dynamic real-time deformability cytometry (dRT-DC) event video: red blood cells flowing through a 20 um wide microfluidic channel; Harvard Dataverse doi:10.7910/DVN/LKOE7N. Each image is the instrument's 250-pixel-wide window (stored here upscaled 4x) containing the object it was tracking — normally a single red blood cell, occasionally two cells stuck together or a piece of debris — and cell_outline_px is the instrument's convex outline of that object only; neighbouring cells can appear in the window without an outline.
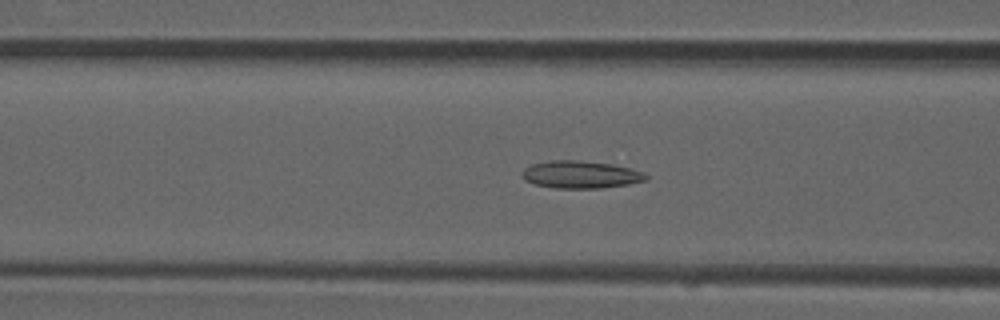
{"species": "common noctule bat (a hibernating species)", "species_latin": "Nyctalus noctula", "temperature_condition": "room temperature", "stored_images_in_passage": 52, "camera_frame_rate_fps": 3000, "um_per_image_px": 0.085, "animal": {"sex": "male", "forearm_length_mm": 52.5}, "frame": {"image": 1, "passage_image": 20, "time_ms": 6.333, "image_size_px": [1000, 320], "cell_outline_px": [[648, 180], [628, 184], [600, 188], [556, 188], [536, 184], [524, 180], [520, 176], [520, 172], [524, 168], [532, 164], [552, 160], [580, 160], [612, 164], [644, 172], [648, 176]], "centroid_in_image_um": [49.33, 14.83], "position_along_channel_um": 117.3, "area_um2": 19.88}}
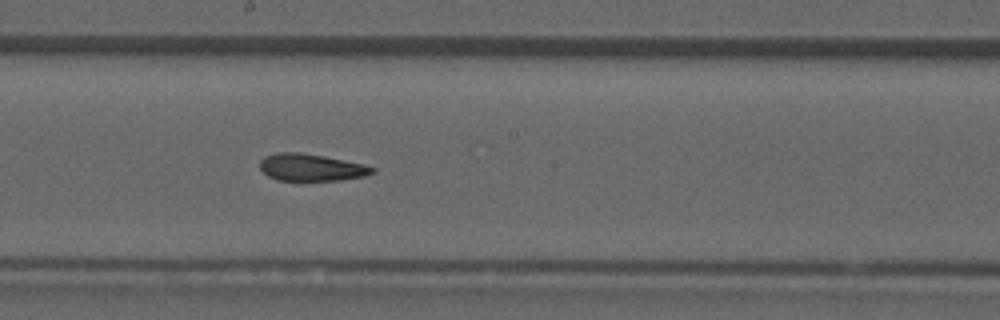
{"frame": {"image": 2, "passage_image": 28, "time_ms": 9.0, "image_size_px": [1000, 320], "cell_outline_px": [[376, 172], [364, 176], [340, 180], [276, 180], [268, 176], [260, 168], [260, 160], [264, 156], [276, 152], [300, 152], [324, 156], [364, 164], [376, 168]], "centroid_in_image_um": [26.45, 14.22], "position_along_channel_um": 221.8, "area_um2": 17.8}}
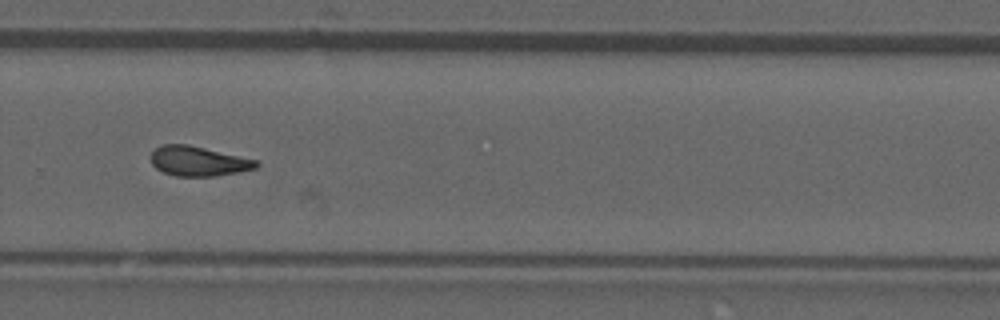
{"frame": {"image": 3, "passage_image": 35, "time_ms": 11.333, "image_size_px": [1000, 320], "cell_outline_px": [[260, 164], [256, 168], [240, 172], [212, 176], [176, 176], [164, 172], [156, 168], [152, 164], [152, 152], [156, 148], [164, 144], [188, 144], [260, 160]], "centroid_in_image_um": [16.92, 13.69], "position_along_channel_um": 312.9, "area_um2": 18.32}, "authors_computed_cell_mechanics": {"area_um2": 18.5249, "velocity_mm_per_s": 3.9221, "shape_relaxation_time_tau1_ms": null, "shape_relaxation_time_tau2_ms": 2.6006, "deformation_change_tau1": null, "deformation_change_tau2": 0.1007}}